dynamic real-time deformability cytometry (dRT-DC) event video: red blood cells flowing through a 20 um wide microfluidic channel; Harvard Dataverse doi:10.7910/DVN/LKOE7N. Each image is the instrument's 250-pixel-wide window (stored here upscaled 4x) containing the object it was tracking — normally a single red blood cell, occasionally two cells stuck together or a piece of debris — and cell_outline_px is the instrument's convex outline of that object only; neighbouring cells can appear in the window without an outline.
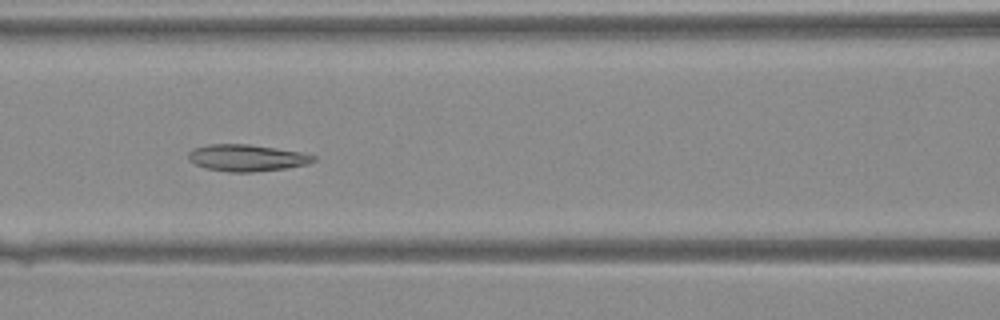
{"species": "Egyptian fruit bat (a non-hibernating species)", "species_latin": "Rousettus aegyptiacus", "temperature_condition": "warm", "stored_images_in_passage": 43, "camera_frame_rate_fps": 3000, "um_per_image_px": 0.085, "animal": {"sex": "female"}, "frame": {"image": 1, "passage_image": 20, "time_ms": 6.333, "image_size_px": [1000, 320], "cell_outline_px": [[316, 160], [308, 164], [284, 168], [252, 172], [228, 172], [204, 168], [188, 160], [188, 152], [192, 148], [208, 144], [248, 144], [304, 152], [316, 156]], "centroid_in_image_um": [20.96, 13.41], "position_along_channel_um": 145.6, "area_um2": 19.65}}
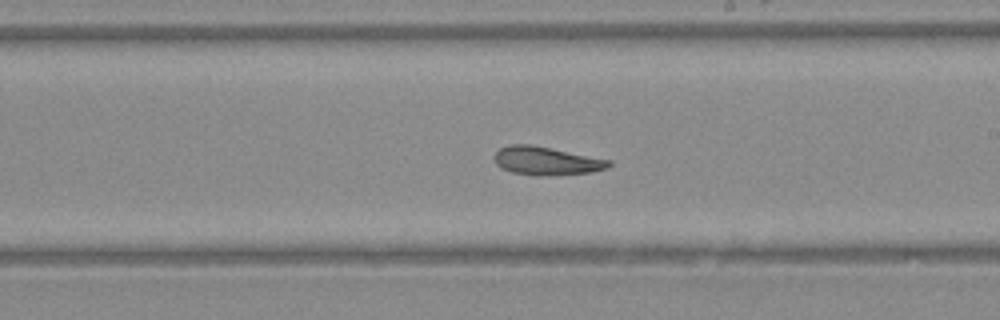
{"frame": {"image": 2, "passage_image": 26, "time_ms": 8.333, "image_size_px": [1000, 320], "cell_outline_px": [[612, 164], [608, 168], [592, 172], [540, 176], [536, 176], [512, 172], [500, 168], [496, 164], [492, 156], [500, 148], [508, 144], [532, 144], [612, 160]], "centroid_in_image_um": [46.42, 13.67], "position_along_channel_um": 242.6, "area_um2": 19.19}}
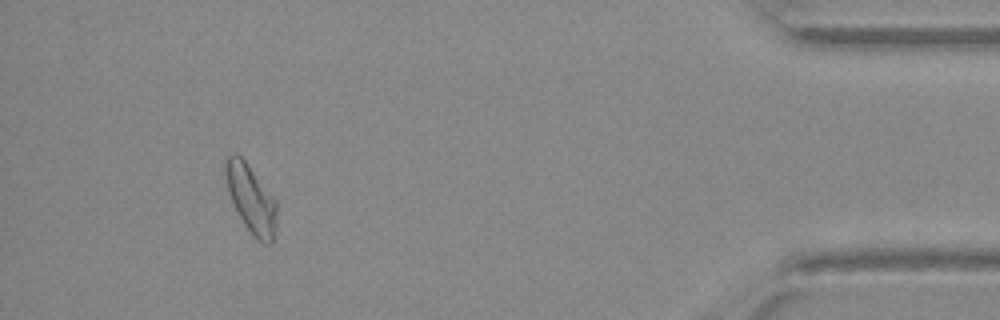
{"frame": {"image": 3, "passage_image": 40, "time_ms": 13.0, "image_size_px": [1000, 320], "cell_outline_px": [[276, 232], [272, 244], [264, 244], [256, 240], [252, 236], [244, 224], [232, 204], [228, 192], [224, 168], [224, 160], [228, 156], [240, 156], [244, 160], [276, 200]], "centroid_in_image_um": [21.34, 16.98], "position_along_channel_um": 413.9, "area_um2": 20.35}}